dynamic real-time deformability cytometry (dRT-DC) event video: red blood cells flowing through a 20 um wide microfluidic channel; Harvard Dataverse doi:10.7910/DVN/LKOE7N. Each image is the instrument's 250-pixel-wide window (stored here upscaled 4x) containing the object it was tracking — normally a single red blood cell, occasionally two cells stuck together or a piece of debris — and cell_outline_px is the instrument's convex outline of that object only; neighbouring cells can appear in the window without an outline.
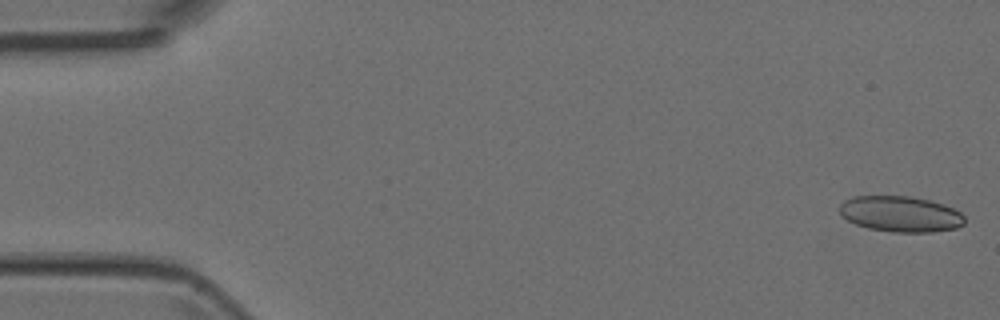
{"species": "Egyptian fruit bat (a non-hibernating species)", "species_latin": "Rousettus aegyptiacus", "temperature_condition": "room temperature", "stored_images_in_passage": 5, "camera_frame_rate_fps": 3000, "um_per_image_px": 0.085, "animal": {"sex": "female"}, "frame": {"image": 1, "passage_image": 1, "time_ms": 0.0, "image_size_px": [1000, 320], "cell_outline_px": [[964, 224], [956, 228], [932, 232], [892, 232], [868, 228], [856, 224], [840, 216], [840, 204], [844, 200], [852, 196], [912, 196], [944, 204], [960, 212], [964, 216]], "centroid_in_image_um": [76.53, 18.19], "position_along_channel_um": 8.5, "area_um2": 26.18}}
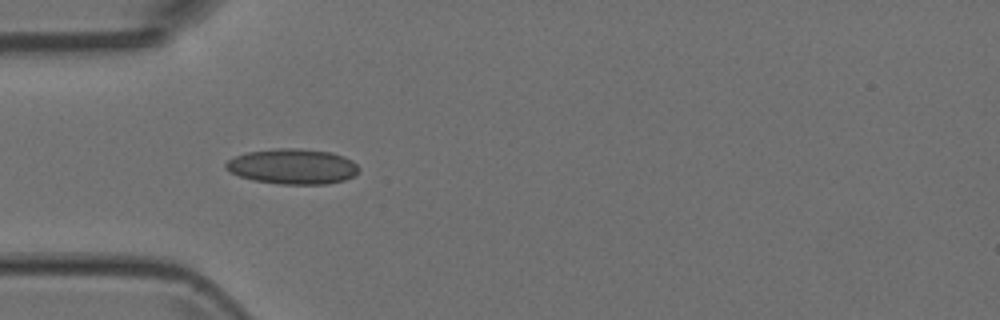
{"frame": {"image": 2, "passage_image": 5, "time_ms": 1.333, "image_size_px": [1000, 320], "cell_outline_px": [[360, 168], [352, 176], [344, 180], [328, 184], [280, 184], [252, 180], [240, 176], [224, 168], [224, 164], [228, 160], [236, 156], [248, 152], [276, 148], [300, 148], [332, 152], [344, 156], [352, 160]], "centroid_in_image_um": [24.88, 14.14], "position_along_channel_um": 60.1, "area_um2": 27.4}}